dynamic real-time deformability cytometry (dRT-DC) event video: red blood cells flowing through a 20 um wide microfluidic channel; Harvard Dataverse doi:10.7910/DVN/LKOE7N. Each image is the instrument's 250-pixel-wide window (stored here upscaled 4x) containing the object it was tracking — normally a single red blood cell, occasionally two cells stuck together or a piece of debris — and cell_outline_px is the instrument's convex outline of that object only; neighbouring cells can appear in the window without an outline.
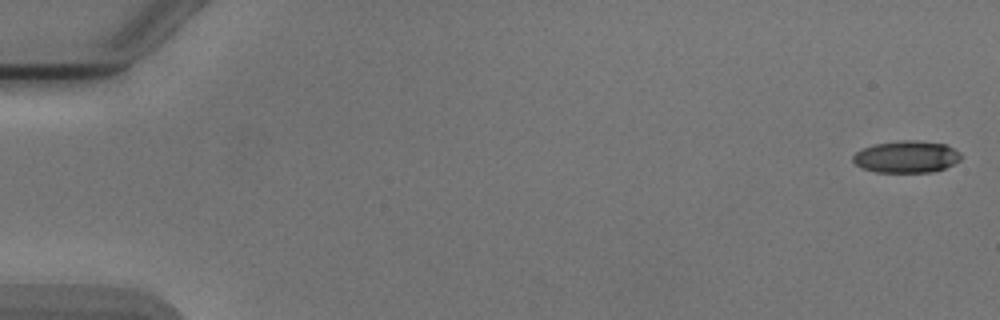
{"species": "Egyptian fruit bat (a non-hibernating species)", "species_latin": "Rousettus aegyptiacus", "temperature_condition": "cold", "stored_images_in_passage": 6, "camera_frame_rate_fps": 3000, "um_per_image_px": 0.085, "animal": {"sex": "male"}, "frame": {"image": 1, "passage_image": 1, "time_ms": 0.0, "image_size_px": [1000, 320], "cell_outline_px": [[960, 160], [944, 168], [932, 172], [876, 172], [864, 168], [856, 164], [852, 160], [852, 156], [856, 152], [872, 144], [896, 140], [916, 140], [944, 144], [960, 152]], "centroid_in_image_um": [77.02, 13.31], "position_along_channel_um": 8.0, "area_um2": 20.06}}
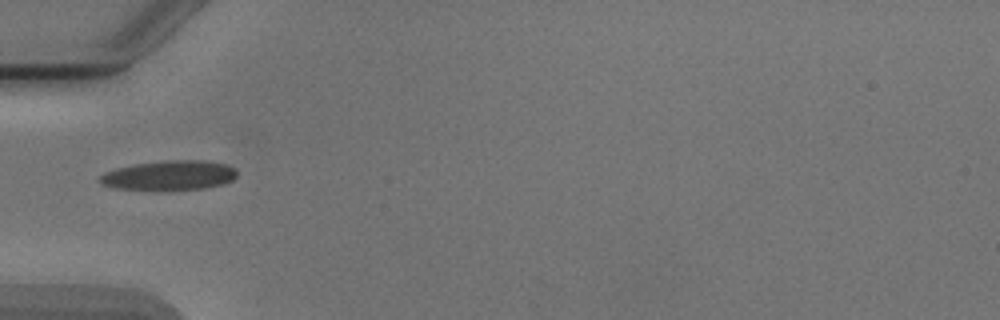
{"frame": {"image": 2, "passage_image": 5, "time_ms": 5.667, "image_size_px": [1000, 320], "cell_outline_px": [[236, 176], [232, 180], [224, 184], [204, 188], [168, 192], [160, 192], [116, 188], [100, 184], [100, 176], [104, 172], [116, 168], [136, 164], [168, 160], [204, 160], [224, 164], [232, 168], [236, 172]], "centroid_in_image_um": [14.35, 14.95], "position_along_channel_um": 70.6, "area_um2": 24.22}}
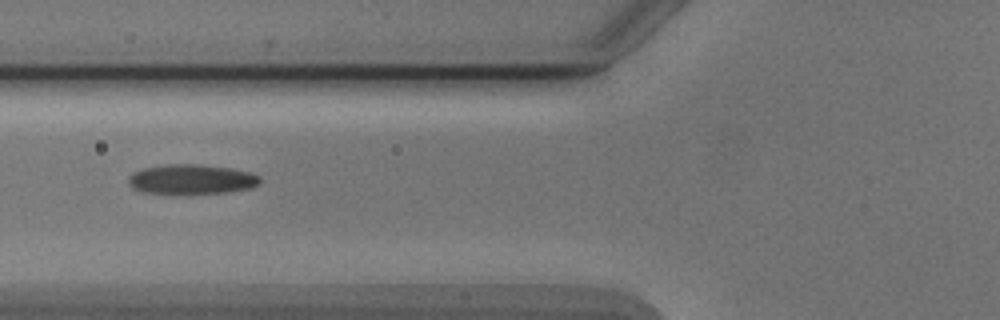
{"frame": {"image": 3, "passage_image": 6, "time_ms": 6.667, "image_size_px": [1000, 320], "cell_outline_px": [[260, 184], [252, 188], [228, 192], [188, 196], [184, 196], [140, 192], [132, 188], [128, 184], [128, 176], [132, 172], [144, 168], [172, 164], [196, 164], [228, 168], [252, 172], [260, 176]], "centroid_in_image_um": [16.26, 15.29], "position_along_channel_um": 109.5, "area_um2": 23.76}}